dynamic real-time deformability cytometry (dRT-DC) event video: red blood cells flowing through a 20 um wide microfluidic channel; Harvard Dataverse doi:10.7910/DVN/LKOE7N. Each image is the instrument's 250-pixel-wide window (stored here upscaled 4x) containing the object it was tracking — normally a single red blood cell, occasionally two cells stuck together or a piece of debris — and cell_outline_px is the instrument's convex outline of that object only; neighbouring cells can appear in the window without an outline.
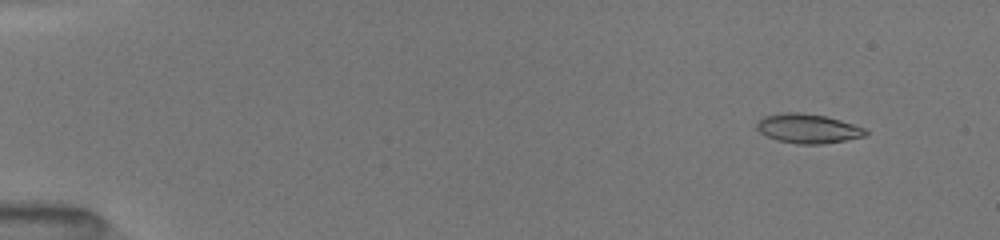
{"species": "common noctule bat (a hibernating species)", "species_latin": "Nyctalus noctula", "temperature_condition": "room temperature", "stored_images_in_passage": 30, "camera_frame_rate_fps": 3000, "um_per_image_px": 0.085, "animal": {"sex": "female", "body_mass_g": 19.5, "forearm_length_mm": 54.1}, "frame": {"image": 1, "passage_image": 3, "time_ms": 1.0, "image_size_px": [1000, 240], "cell_outline_px": [[868, 132], [864, 136], [844, 140], [820, 144], [800, 144], [776, 140], [760, 132], [756, 128], [756, 124], [764, 116], [784, 112], [800, 112], [824, 116], [840, 120], [864, 128]], "centroid_in_image_um": [68.64, 10.92], "position_along_channel_um": 16.4, "area_um2": 18.32}}
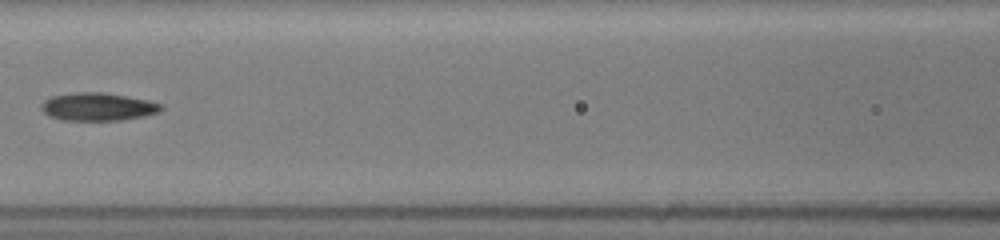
{"frame": {"image": 2, "passage_image": 14, "time_ms": 7.667, "image_size_px": [1000, 240], "cell_outline_px": [[164, 108], [156, 112], [144, 116], [120, 120], [64, 120], [48, 116], [40, 108], [40, 104], [44, 100], [52, 96], [72, 92], [104, 92], [148, 100], [164, 104]], "centroid_in_image_um": [8.29, 9.06], "position_along_channel_um": 158.3, "area_um2": 19.59}}
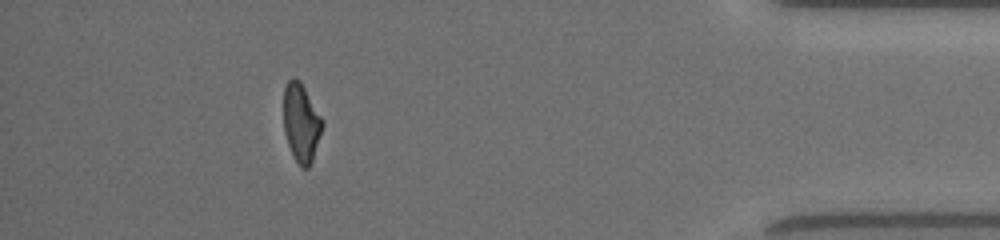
{"frame": {"image": 3, "passage_image": 27, "time_ms": 15.0, "image_size_px": [1000, 240], "cell_outline_px": [[324, 124], [312, 160], [308, 168], [300, 168], [288, 144], [284, 128], [284, 88], [288, 80], [292, 76], [300, 80], [324, 120]], "centroid_in_image_um": [25.61, 10.4], "position_along_channel_um": 409.6, "area_um2": 17.69}, "authors_computed_cell_mechanics": {"area_um2": 18.1781, "velocity_mm_per_s": 4.0615, "shape_relaxation_time_tau1_ms": 4.7768, "shape_relaxation_time_tau2_ms": 3.4593, "deformation_change_tau1": 0.1811, "deformation_change_tau2": 0.1119}}